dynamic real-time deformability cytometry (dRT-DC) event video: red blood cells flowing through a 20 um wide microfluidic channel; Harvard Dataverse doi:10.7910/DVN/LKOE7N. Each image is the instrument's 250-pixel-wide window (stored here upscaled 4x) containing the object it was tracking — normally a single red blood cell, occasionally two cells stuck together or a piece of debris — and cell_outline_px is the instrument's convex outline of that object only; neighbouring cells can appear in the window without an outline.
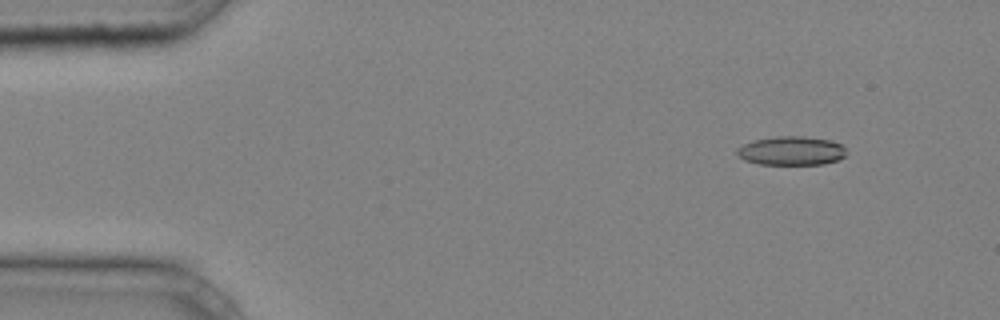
{"species": "common noctule bat (a hibernating species)", "species_latin": "Nyctalus noctula", "temperature_condition": "cold", "stored_images_in_passage": 41, "camera_frame_rate_fps": 3000, "um_per_image_px": 0.085, "animal": {"sex": "male", "body_mass_g": 20.4}, "frame": {"image": 1, "passage_image": 2, "time_ms": 0.333, "image_size_px": [1000, 320], "cell_outline_px": [[844, 156], [836, 160], [824, 164], [760, 164], [744, 160], [736, 152], [736, 148], [752, 140], [776, 136], [804, 136], [828, 140], [840, 144], [844, 148]], "centroid_in_image_um": [67.21, 12.81], "position_along_channel_um": 17.8, "area_um2": 18.21}}
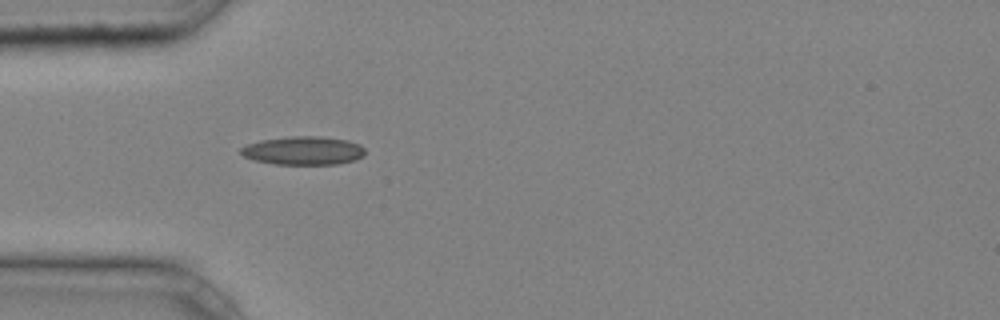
{"frame": {"image": 2, "passage_image": 11, "time_ms": 3.333, "image_size_px": [1000, 320], "cell_outline_px": [[364, 156], [356, 160], [336, 164], [276, 164], [256, 160], [244, 156], [240, 152], [240, 148], [248, 144], [264, 140], [292, 136], [320, 136], [348, 140], [360, 144], [364, 148]], "centroid_in_image_um": [25.84, 12.8], "position_along_channel_um": 59.2, "area_um2": 20.46}}
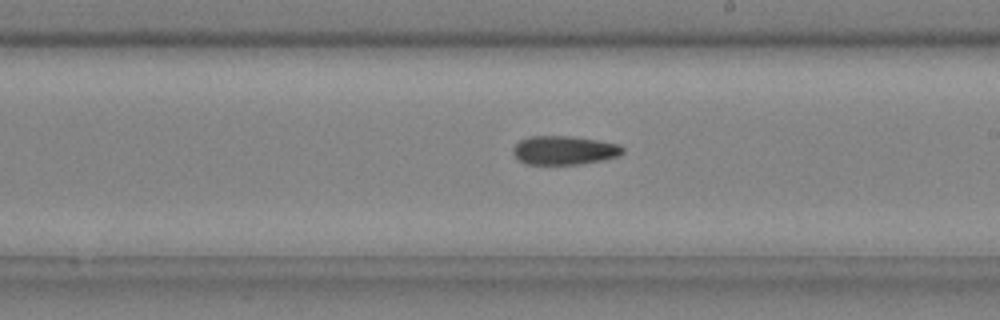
{"frame": {"image": 3, "passage_image": 24, "time_ms": 7.667, "image_size_px": [1000, 320], "cell_outline_px": [[624, 152], [620, 156], [580, 164], [524, 164], [512, 152], [512, 148], [520, 140], [528, 136], [572, 136], [596, 140], [616, 144], [624, 148]], "centroid_in_image_um": [47.93, 12.77], "position_along_channel_um": 241.1, "area_um2": 18.32}, "authors_computed_cell_mechanics": {"area_um2": 18.5538, "velocity_mm_per_s": 4.2621, "shape_relaxation_time_tau1_ms": 4.0716, "shape_relaxation_time_tau2_ms": 3.8911, "deformation_change_tau1": 0.0984, "deformation_change_tau2": 0.1072}}